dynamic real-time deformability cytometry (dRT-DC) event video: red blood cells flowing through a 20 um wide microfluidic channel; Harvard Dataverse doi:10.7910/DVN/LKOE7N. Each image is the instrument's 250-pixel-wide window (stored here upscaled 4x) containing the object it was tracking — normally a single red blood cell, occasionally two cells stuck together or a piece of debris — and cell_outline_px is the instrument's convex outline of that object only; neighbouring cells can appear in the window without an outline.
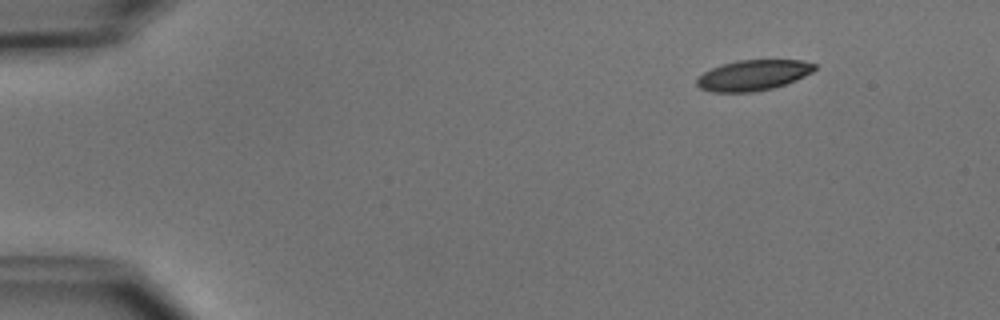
{"species": "common noctule bat (a hibernating species)", "species_latin": "Nyctalus noctula", "temperature_condition": "cold", "stored_images_in_passage": 4, "camera_frame_rate_fps": 3000, "um_per_image_px": 0.085, "animal": {"sex": "male", "body_mass_g": 15.6}, "frame": {"image": 1, "passage_image": 1, "time_ms": 0.0, "image_size_px": [1000, 320], "cell_outline_px": [[816, 68], [812, 72], [796, 80], [772, 88], [752, 92], [712, 92], [700, 88], [696, 84], [696, 80], [704, 72], [712, 68], [724, 64], [740, 60], [800, 60], [816, 64]], "centroid_in_image_um": [64.02, 6.4], "position_along_channel_um": 21.0, "area_um2": 20.75}}
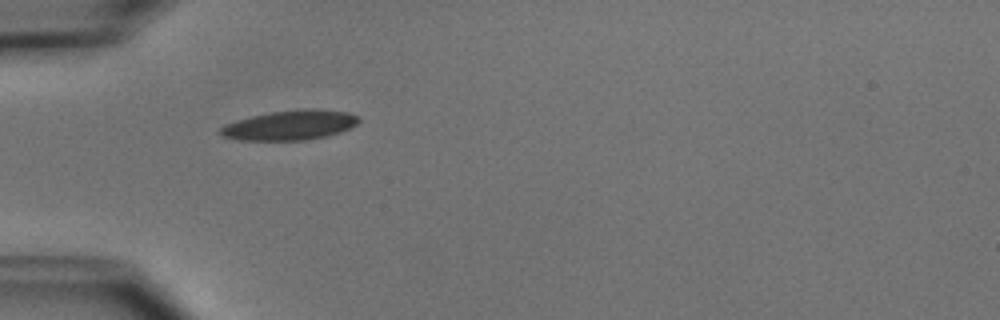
{"frame": {"image": 2, "passage_image": 4, "time_ms": 3.333, "image_size_px": [1000, 320], "cell_outline_px": [[360, 120], [356, 124], [340, 132], [324, 136], [304, 140], [240, 140], [224, 136], [220, 132], [220, 128], [224, 124], [236, 120], [252, 116], [272, 112], [300, 108], [316, 108], [348, 112], [360, 116]], "centroid_in_image_um": [24.67, 10.62], "position_along_channel_um": 60.3, "area_um2": 23.93}}